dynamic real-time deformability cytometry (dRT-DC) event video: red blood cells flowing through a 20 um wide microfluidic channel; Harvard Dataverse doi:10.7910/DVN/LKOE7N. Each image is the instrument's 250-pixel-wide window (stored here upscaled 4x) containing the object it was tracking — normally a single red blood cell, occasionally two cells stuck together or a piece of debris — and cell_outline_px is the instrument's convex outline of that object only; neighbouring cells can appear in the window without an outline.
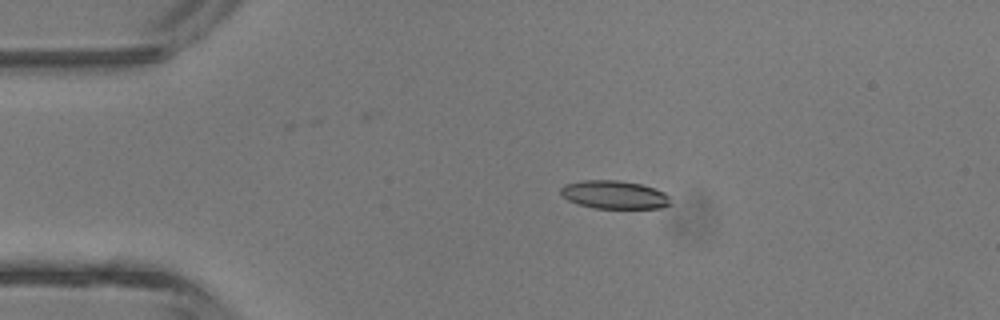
{"species": "common noctule bat (a hibernating species)", "species_latin": "Nyctalus noctula", "temperature_condition": "room temperature", "stored_images_in_passage": 3, "camera_frame_rate_fps": 3000, "um_per_image_px": 0.085, "animal": {"sex": "male", "body_mass_g": 13.3}, "frame": {"image": 1, "passage_image": 2, "time_ms": 1.333, "image_size_px": [1000, 320], "cell_outline_px": [[672, 204], [660, 208], [592, 208], [568, 200], [560, 192], [560, 188], [564, 184], [580, 180], [620, 180], [640, 184], [656, 188], [664, 192], [668, 196]], "centroid_in_image_um": [52.22, 16.54], "position_along_channel_um": 32.8, "area_um2": 18.15}}